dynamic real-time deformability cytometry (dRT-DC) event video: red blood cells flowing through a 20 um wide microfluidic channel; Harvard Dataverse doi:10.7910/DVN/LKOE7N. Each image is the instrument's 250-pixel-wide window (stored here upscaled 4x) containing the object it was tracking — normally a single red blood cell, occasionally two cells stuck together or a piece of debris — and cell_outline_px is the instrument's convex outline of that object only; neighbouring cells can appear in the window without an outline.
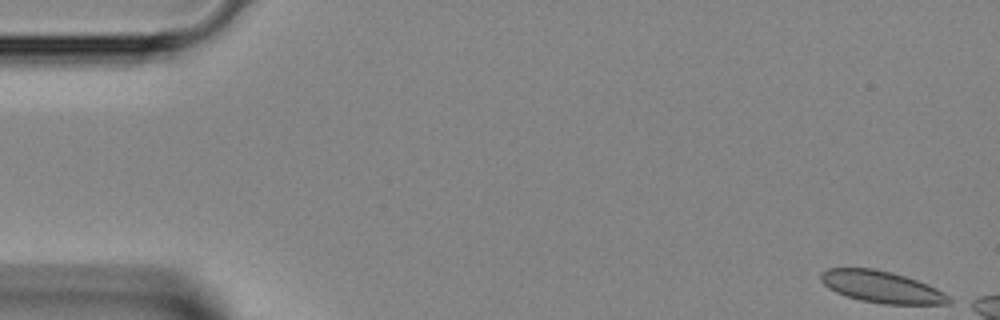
{"species": "Egyptian fruit bat (a non-hibernating species)", "species_latin": "Rousettus aegyptiacus", "temperature_condition": "room temperature", "stored_images_in_passage": 7, "camera_frame_rate_fps": 3000, "um_per_image_px": 0.085, "animal": {"sex": "female"}, "frame": {"image": 1, "passage_image": 1, "time_ms": 0.0, "image_size_px": [1000, 320], "cell_outline_px": [[956, 300], [948, 304], [884, 304], [860, 300], [836, 292], [828, 288], [820, 280], [820, 272], [828, 268], [872, 268], [892, 272], [928, 284], [944, 292]], "centroid_in_image_um": [74.97, 24.39], "position_along_channel_um": 10.0, "area_um2": 23.81}}